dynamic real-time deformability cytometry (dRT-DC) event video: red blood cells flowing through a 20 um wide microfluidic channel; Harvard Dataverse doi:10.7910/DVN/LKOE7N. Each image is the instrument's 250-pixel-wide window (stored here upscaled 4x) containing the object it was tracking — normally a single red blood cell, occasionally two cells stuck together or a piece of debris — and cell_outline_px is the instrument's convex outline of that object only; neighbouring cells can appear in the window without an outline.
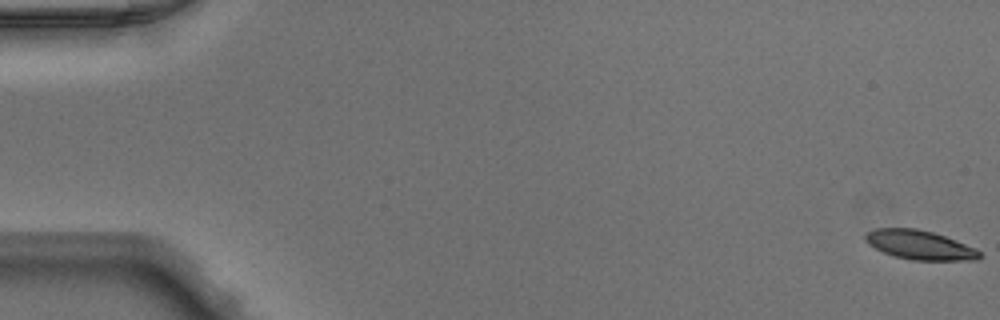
{"species": "Egyptian fruit bat (a non-hibernating species)", "species_latin": "Rousettus aegyptiacus", "temperature_condition": "warm", "stored_images_in_passage": 50, "camera_frame_rate_fps": 3000, "um_per_image_px": 0.085, "animal": {"sex": "male"}, "frame": {"image": 1, "passage_image": 1, "time_ms": 0.0, "image_size_px": [1000, 320], "cell_outline_px": [[980, 256], [976, 260], [912, 260], [896, 256], [884, 252], [868, 244], [864, 236], [868, 232], [876, 228], [916, 228], [932, 232], [956, 240], [976, 248], [980, 252]], "centroid_in_image_um": [78.18, 20.81], "position_along_channel_um": 6.8, "area_um2": 19.19}}
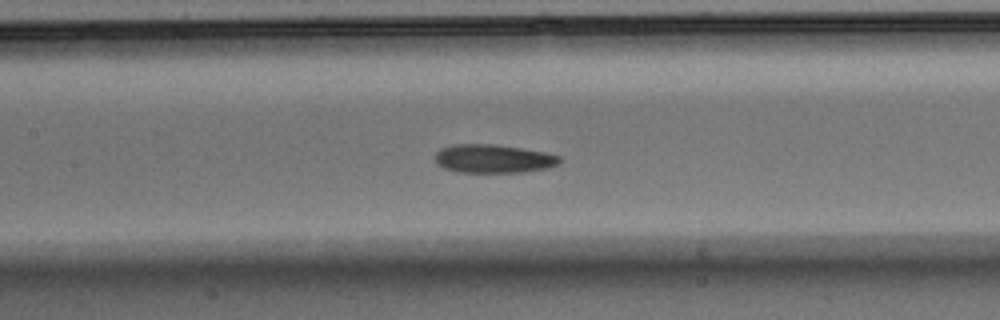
{"frame": {"image": 2, "passage_image": 24, "time_ms": 7.667, "image_size_px": [1000, 320], "cell_outline_px": [[560, 160], [556, 164], [548, 168], [524, 172], [460, 172], [444, 168], [436, 164], [436, 152], [440, 148], [452, 144], [492, 144], [520, 148], [544, 152], [560, 156]], "centroid_in_image_um": [41.9, 13.49], "position_along_channel_um": 165.5, "area_um2": 20.58}}
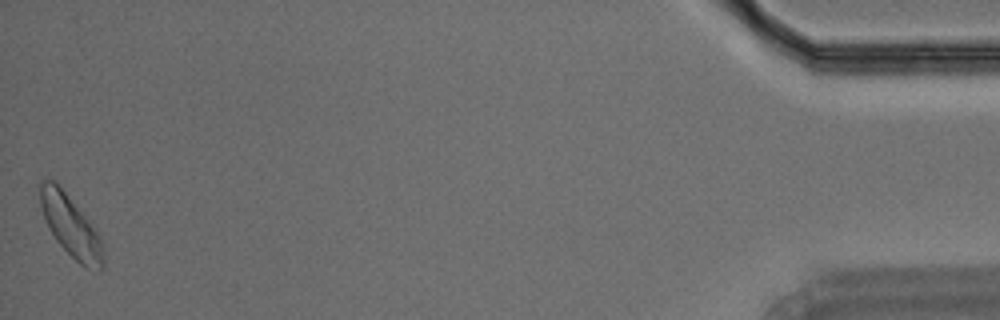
{"frame": {"image": 3, "passage_image": 50, "time_ms": 16.333, "image_size_px": [1000, 320], "cell_outline_px": [[104, 268], [84, 268], [56, 240], [48, 228], [40, 204], [36, 184], [44, 180], [52, 180], [64, 192], [96, 228], [100, 236], [104, 252]], "centroid_in_image_um": [6.0, 19.21], "position_along_channel_um": 429.2, "area_um2": 22.37}}